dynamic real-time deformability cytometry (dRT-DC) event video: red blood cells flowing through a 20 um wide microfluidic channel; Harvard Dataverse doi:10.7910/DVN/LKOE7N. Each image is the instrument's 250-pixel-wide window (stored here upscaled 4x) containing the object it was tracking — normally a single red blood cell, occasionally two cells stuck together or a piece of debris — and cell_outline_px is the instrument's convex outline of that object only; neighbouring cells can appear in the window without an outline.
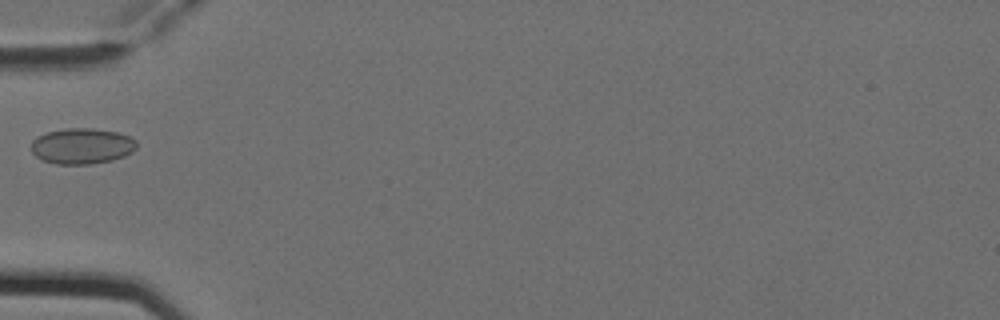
{"species": "Egyptian fruit bat (a non-hibernating species)", "species_latin": "Rousettus aegyptiacus", "temperature_condition": "cold", "stored_images_in_passage": 6, "camera_frame_rate_fps": 3000, "um_per_image_px": 0.085, "animal": {"sex": "female"}, "frame": {"image": 1, "passage_image": 5, "time_ms": 1.333, "image_size_px": [1000, 320], "cell_outline_px": [[136, 148], [132, 152], [124, 156], [112, 160], [92, 164], [56, 164], [44, 160], [36, 156], [32, 152], [32, 140], [48, 132], [64, 128], [92, 128], [120, 132], [136, 140]], "centroid_in_image_um": [6.99, 12.41], "position_along_channel_um": 78.0, "area_um2": 21.96}}
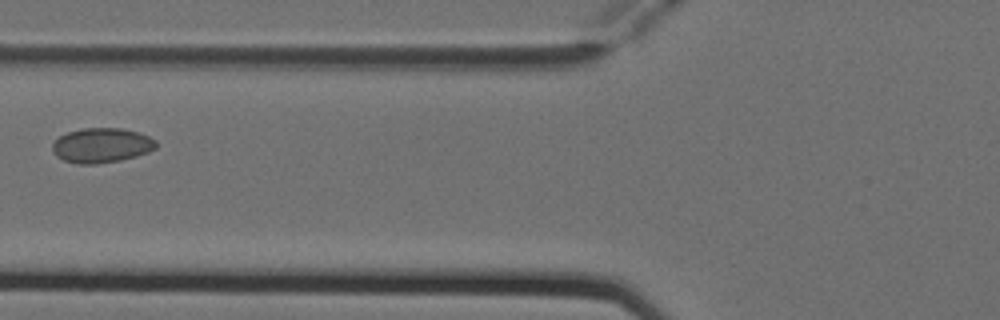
{"frame": {"image": 2, "passage_image": 6, "time_ms": 1.667, "image_size_px": [1000, 320], "cell_outline_px": [[156, 148], [148, 152], [136, 156], [120, 160], [96, 164], [76, 164], [64, 160], [56, 156], [52, 152], [52, 144], [60, 136], [68, 132], [84, 128], [120, 128], [136, 132], [148, 136], [156, 140]], "centroid_in_image_um": [8.61, 12.36], "position_along_channel_um": 117.2, "area_um2": 20.92}}